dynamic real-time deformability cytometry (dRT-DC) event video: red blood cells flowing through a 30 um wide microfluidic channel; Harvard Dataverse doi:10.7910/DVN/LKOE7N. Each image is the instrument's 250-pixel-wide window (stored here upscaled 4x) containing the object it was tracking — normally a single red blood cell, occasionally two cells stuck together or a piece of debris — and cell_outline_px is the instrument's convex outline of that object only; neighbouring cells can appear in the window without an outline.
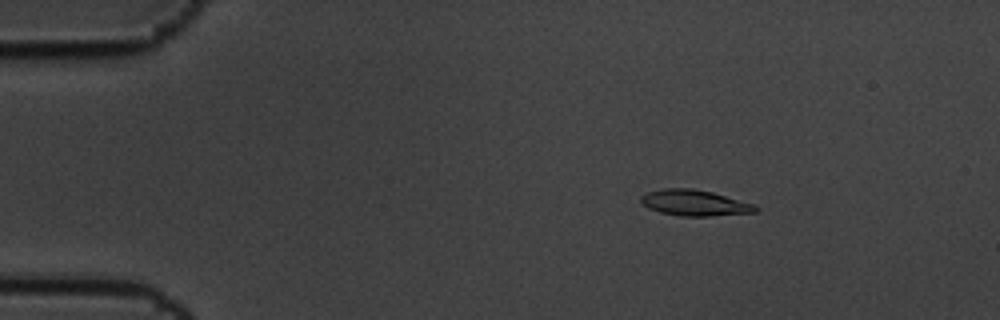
{"species": "common noctule bat (a hibernating species)", "species_latin": "Nyctalus noctula", "temperature_condition": "cold", "stored_images_in_passage": 8, "camera_frame_rate_fps": 3000, "um_per_image_px": 0.085, "animal": {"sex": "male", "body_mass_g": 19.5, "forearm_length_mm": 54.6}, "frame": {"image": 1, "passage_image": 3, "time_ms": 0.667, "image_size_px": [1000, 320], "cell_outline_px": [[760, 208], [756, 212], [712, 216], [680, 216], [660, 212], [648, 208], [640, 204], [640, 196], [644, 192], [664, 188], [692, 188], [712, 192], [756, 204]], "centroid_in_image_um": [59.02, 17.24], "position_along_channel_um": 26.0, "area_um2": 17.63}}
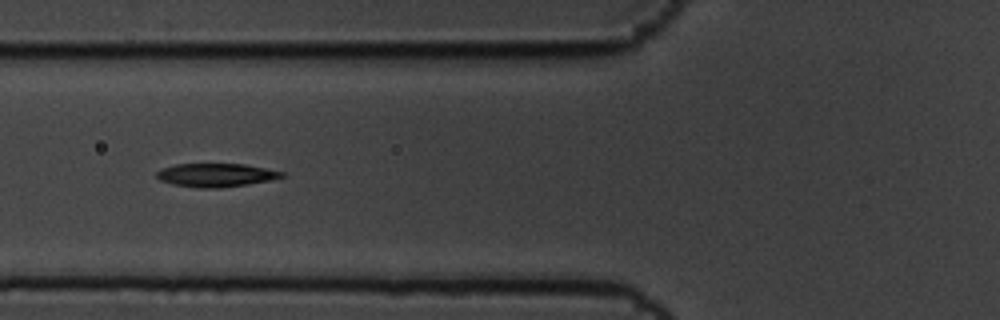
{"frame": {"image": 2, "passage_image": 6, "time_ms": 1.667, "image_size_px": [1000, 320], "cell_outline_px": [[288, 176], [268, 180], [220, 188], [196, 188], [172, 184], [160, 180], [156, 176], [156, 172], [164, 168], [176, 164], [244, 164], [284, 172]], "centroid_in_image_um": [18.34, 14.88], "position_along_channel_um": 107.5, "area_um2": 16.94}}
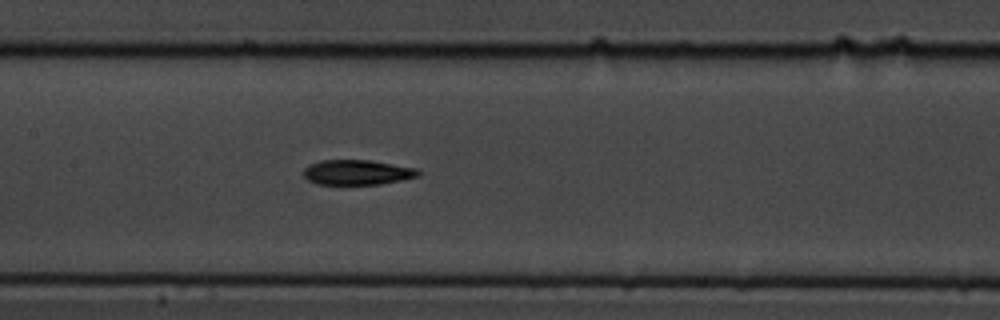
{"frame": {"image": 3, "passage_image": 8, "time_ms": 2.333, "image_size_px": [1000, 320], "cell_outline_px": [[424, 172], [420, 176], [380, 184], [316, 184], [308, 180], [304, 176], [304, 168], [308, 164], [320, 160], [368, 160], [416, 168]], "centroid_in_image_um": [30.37, 14.64], "position_along_channel_um": 177.0, "area_um2": 16.76}}